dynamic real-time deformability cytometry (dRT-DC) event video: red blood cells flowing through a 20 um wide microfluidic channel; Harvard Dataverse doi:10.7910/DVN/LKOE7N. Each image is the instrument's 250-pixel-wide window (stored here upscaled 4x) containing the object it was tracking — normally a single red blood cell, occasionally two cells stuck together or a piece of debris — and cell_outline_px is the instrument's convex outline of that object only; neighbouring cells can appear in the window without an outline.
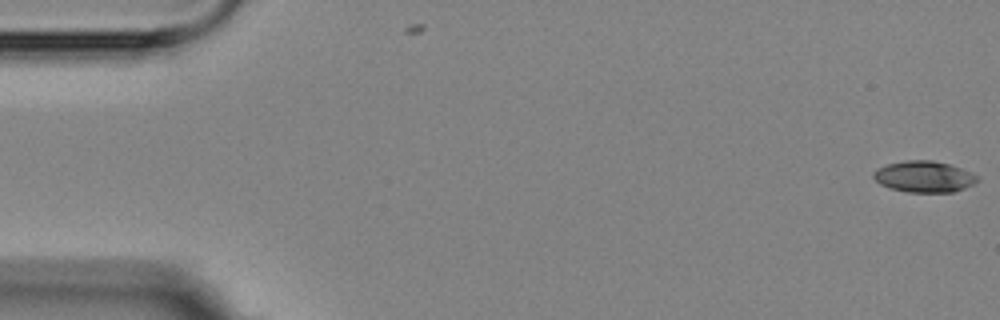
{"species": "Egyptian fruit bat (a non-hibernating species)", "species_latin": "Rousettus aegyptiacus", "temperature_condition": "room temperature", "stored_images_in_passage": 8, "camera_frame_rate_fps": 3000, "um_per_image_px": 0.085, "animal": {"sex": "female"}, "frame": {"image": 1, "passage_image": 1, "time_ms": 0.0, "image_size_px": [1000, 320], "cell_outline_px": [[976, 180], [972, 184], [964, 188], [952, 192], [908, 192], [888, 188], [880, 184], [872, 176], [872, 172], [876, 168], [888, 164], [904, 160], [932, 160], [948, 164], [960, 168], [976, 176]], "centroid_in_image_um": [78.45, 15.01], "position_along_channel_um": 6.5, "area_um2": 18.73}}
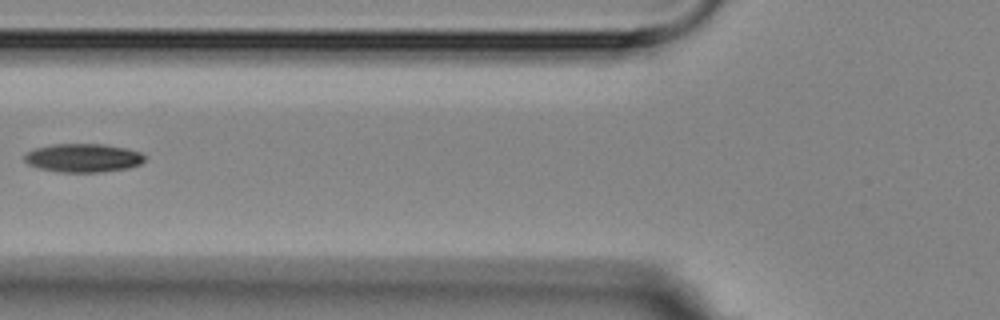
{"frame": {"image": 2, "passage_image": 7, "time_ms": 7.0, "image_size_px": [1000, 320], "cell_outline_px": [[144, 160], [140, 164], [128, 168], [100, 172], [60, 172], [40, 168], [28, 164], [24, 160], [24, 156], [28, 152], [36, 148], [52, 144], [104, 144], [124, 148], [140, 152], [144, 156]], "centroid_in_image_um": [7.06, 13.42], "position_along_channel_um": 118.7, "area_um2": 19.83}}
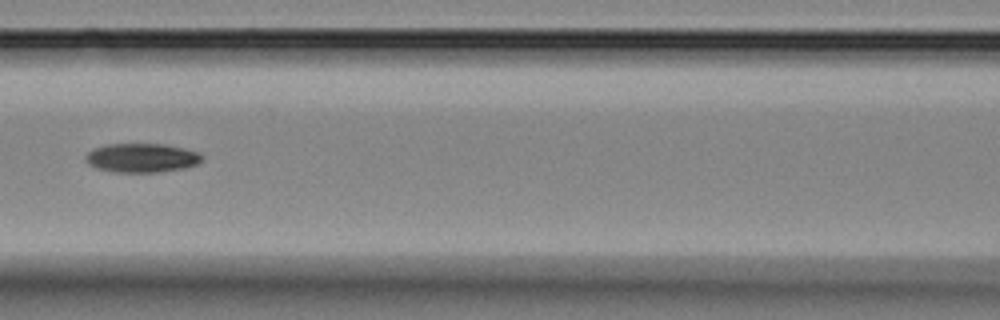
{"frame": {"image": 3, "passage_image": 8, "time_ms": 8.0, "image_size_px": [1000, 320], "cell_outline_px": [[204, 160], [196, 164], [184, 168], [160, 172], [116, 172], [96, 168], [88, 164], [84, 160], [84, 156], [88, 152], [96, 148], [108, 144], [164, 144], [184, 148], [196, 152], [204, 156]], "centroid_in_image_um": [12.05, 13.42], "position_along_channel_um": 154.6, "area_um2": 19.71}}